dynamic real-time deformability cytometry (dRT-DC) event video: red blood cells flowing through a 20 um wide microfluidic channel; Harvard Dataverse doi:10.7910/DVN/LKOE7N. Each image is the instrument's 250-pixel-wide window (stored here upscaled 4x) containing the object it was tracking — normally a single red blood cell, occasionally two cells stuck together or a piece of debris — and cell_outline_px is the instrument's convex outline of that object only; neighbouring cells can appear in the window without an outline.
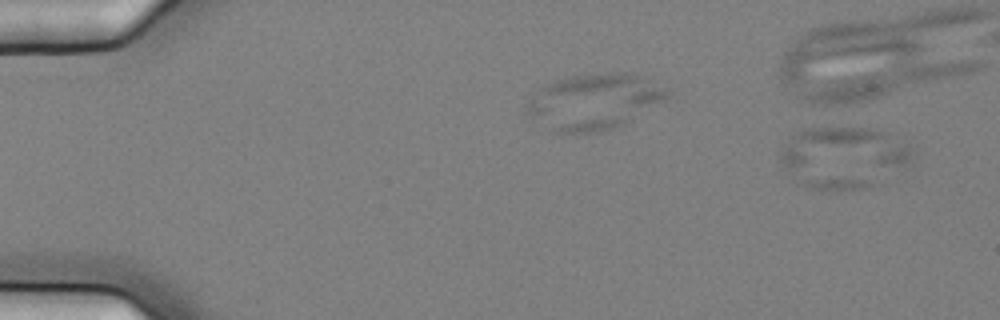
{"species": "common noctule bat (a hibernating species)", "species_latin": "Nyctalus noctula", "temperature_condition": "cold", "stored_images_in_passage": 6, "camera_frame_rate_fps": 3000, "um_per_image_px": 0.085, "animal": {"sex": "female", "body_mass_g": 25.1}, "frame": {"image": 1, "passage_image": 1, "time_ms": 0.0, "image_size_px": [1000, 320], "cell_outline_px": [[916, 156], [868, 188], [812, 188], [796, 180], [780, 160], [780, 152], [792, 136], [808, 128], [868, 128], [892, 132], [912, 144], [916, 152]], "centroid_in_image_um": [71.79, 13.32], "position_along_channel_um": 13.2, "area_um2": 46.64}}